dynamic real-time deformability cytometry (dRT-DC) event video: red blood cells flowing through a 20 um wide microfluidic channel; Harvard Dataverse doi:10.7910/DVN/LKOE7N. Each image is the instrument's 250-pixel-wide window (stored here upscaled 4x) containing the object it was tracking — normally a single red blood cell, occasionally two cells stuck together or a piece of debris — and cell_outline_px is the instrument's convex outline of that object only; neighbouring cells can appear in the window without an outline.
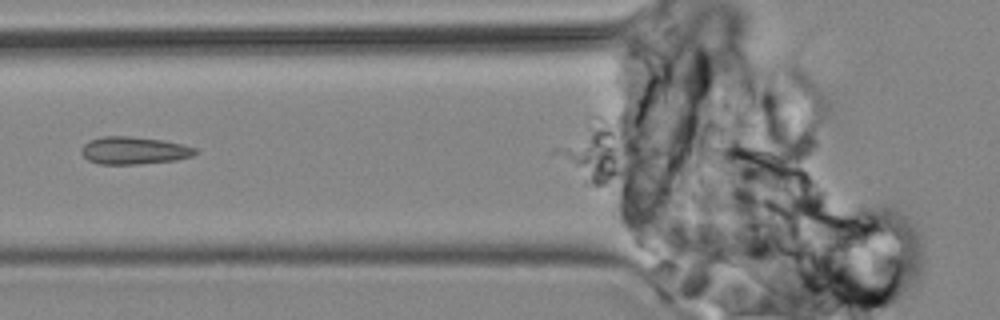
{"species": "common noctule bat (a hibernating species)", "species_latin": "Nyctalus noctula", "temperature_condition": "cold", "stored_images_in_passage": 8, "camera_frame_rate_fps": 3000, "um_per_image_px": 0.085, "animal": {"sex": "male", "body_mass_g": 19.2, "forearm_length_mm": 51.8}, "frame": {"image": 1, "passage_image": 4, "time_ms": 3.667, "image_size_px": [1000, 320], "cell_outline_px": [[200, 152], [192, 156], [176, 160], [136, 164], [100, 164], [88, 160], [80, 152], [80, 148], [88, 140], [100, 136], [128, 136], [164, 140], [196, 148]], "centroid_in_image_um": [11.36, 12.78], "position_along_channel_um": 114.4, "area_um2": 18.38}}
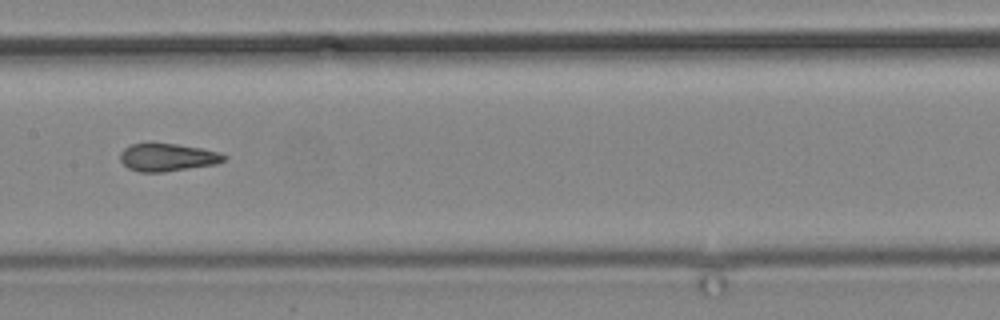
{"frame": {"image": 2, "passage_image": 6, "time_ms": 6.0, "image_size_px": [1000, 320], "cell_outline_px": [[228, 156], [224, 160], [216, 164], [164, 172], [140, 172], [128, 168], [120, 160], [120, 152], [124, 148], [132, 144], [148, 140], [152, 140], [200, 148], [220, 152]], "centroid_in_image_um": [14.19, 13.33], "position_along_channel_um": 193.2, "area_um2": 17.34}}
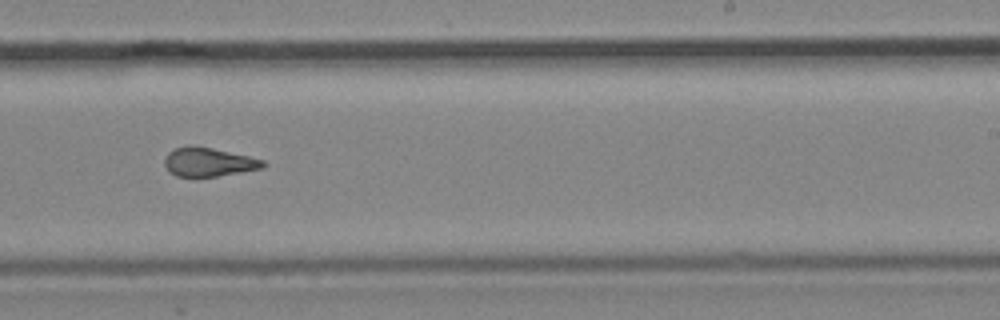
{"frame": {"image": 3, "passage_image": 8, "time_ms": 8.333, "image_size_px": [1000, 320], "cell_outline_px": [[268, 164], [264, 168], [216, 176], [176, 176], [164, 164], [164, 160], [168, 152], [176, 148], [192, 144], [196, 144], [248, 156], [264, 160]], "centroid_in_image_um": [17.76, 13.75], "position_along_channel_um": 271.2, "area_um2": 16.53}}